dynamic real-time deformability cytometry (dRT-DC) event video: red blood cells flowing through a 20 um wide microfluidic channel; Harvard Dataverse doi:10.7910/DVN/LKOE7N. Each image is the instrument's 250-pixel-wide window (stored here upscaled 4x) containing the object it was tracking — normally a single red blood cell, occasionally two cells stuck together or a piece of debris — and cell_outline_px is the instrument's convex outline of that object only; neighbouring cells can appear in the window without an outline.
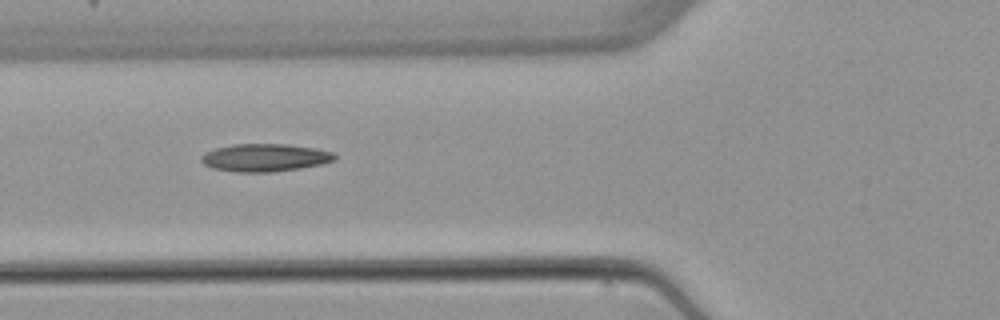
{"species": "common noctule bat (a hibernating species)", "species_latin": "Nyctalus noctula", "temperature_condition": "warm", "stored_images_in_passage": 7, "camera_frame_rate_fps": 3000, "um_per_image_px": 0.085, "animal": {"sex": "female", "body_mass_g": 22.7, "forearm_length_mm": 54.2}, "frame": {"image": 1, "passage_image": 6, "time_ms": 6.0, "image_size_px": [1000, 320], "cell_outline_px": [[336, 160], [324, 164], [300, 168], [272, 172], [236, 172], [212, 168], [204, 164], [200, 160], [200, 156], [204, 152], [216, 148], [232, 144], [288, 144], [316, 148], [332, 152], [336, 156]], "centroid_in_image_um": [22.52, 13.4], "position_along_channel_um": 103.3, "area_um2": 21.79}}
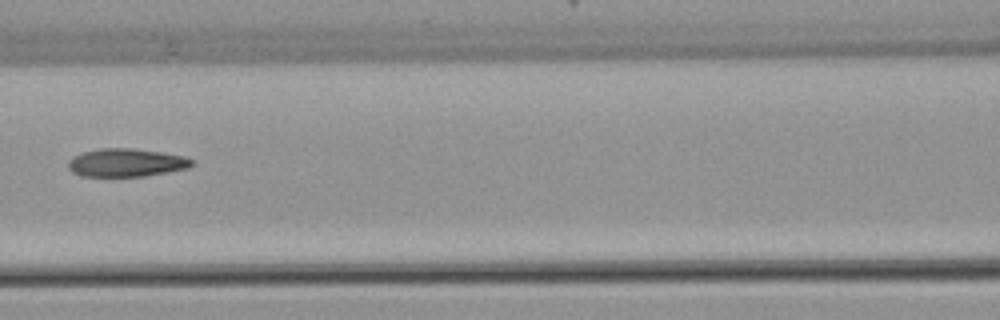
{"frame": {"image": 2, "passage_image": 7, "time_ms": 7.333, "image_size_px": [1000, 320], "cell_outline_px": [[196, 164], [188, 168], [168, 172], [144, 176], [80, 176], [72, 172], [68, 168], [68, 160], [72, 156], [80, 152], [100, 148], [132, 148], [160, 152], [184, 156], [196, 160]], "centroid_in_image_um": [10.73, 13.82], "position_along_channel_um": 155.9, "area_um2": 20.58}}